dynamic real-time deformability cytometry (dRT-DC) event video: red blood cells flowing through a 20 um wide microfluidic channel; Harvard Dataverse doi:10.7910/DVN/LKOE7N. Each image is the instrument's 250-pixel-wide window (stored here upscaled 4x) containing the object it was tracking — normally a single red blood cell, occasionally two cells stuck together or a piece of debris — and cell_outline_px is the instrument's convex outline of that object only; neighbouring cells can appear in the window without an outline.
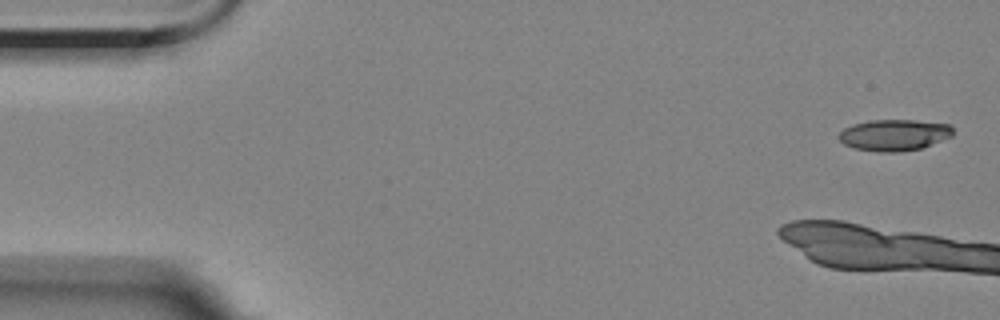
{"species": "Egyptian fruit bat (a non-hibernating species)", "species_latin": "Rousettus aegyptiacus", "temperature_condition": "room temperature", "stored_images_in_passage": 7, "camera_frame_rate_fps": 3000, "um_per_image_px": 0.085, "animal": {"sex": "female"}, "frame": {"image": 1, "passage_image": 1, "time_ms": 0.0, "image_size_px": [1000, 320], "cell_outline_px": [[952, 136], [920, 148], [900, 152], [876, 152], [852, 148], [844, 144], [836, 136], [844, 128], [852, 124], [872, 120], [912, 120], [948, 124], [952, 128]], "centroid_in_image_um": [75.94, 11.48], "position_along_channel_um": 9.1, "area_um2": 20.81}}
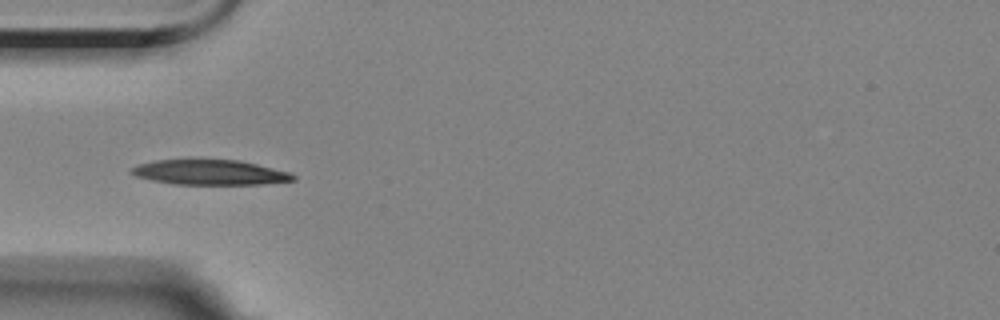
{"frame": {"image": 2, "passage_image": 7, "time_ms": 7.0, "image_size_px": [1000, 320], "cell_outline_px": [[296, 180], [264, 184], [176, 184], [152, 180], [136, 176], [128, 172], [128, 168], [136, 164], [156, 160], [240, 160], [292, 172], [296, 176]], "centroid_in_image_um": [17.85, 14.65], "position_along_channel_um": 67.2, "area_um2": 23.76}}